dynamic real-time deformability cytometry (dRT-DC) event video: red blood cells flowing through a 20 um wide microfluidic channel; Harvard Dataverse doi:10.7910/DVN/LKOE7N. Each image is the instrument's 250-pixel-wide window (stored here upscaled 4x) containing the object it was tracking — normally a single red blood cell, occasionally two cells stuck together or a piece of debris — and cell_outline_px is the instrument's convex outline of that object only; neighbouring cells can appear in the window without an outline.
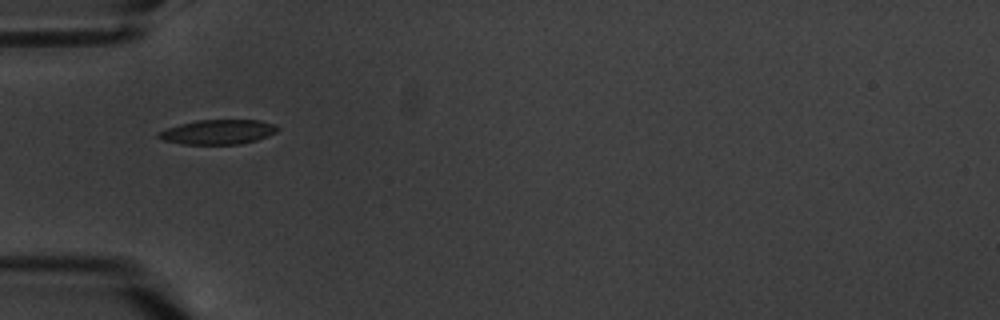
{"species": "common noctule bat (a hibernating species)", "species_latin": "Nyctalus noctula", "temperature_condition": "warm", "stored_images_in_passage": 6, "camera_frame_rate_fps": 3000, "um_per_image_px": 0.085, "animal": {"sex": "male", "body_mass_g": 20.1, "forearm_length_mm": 53.5}, "frame": {"image": 1, "passage_image": 6, "time_ms": 6.0, "image_size_px": [1000, 320], "cell_outline_px": [[280, 128], [276, 132], [268, 136], [256, 140], [240, 144], [184, 144], [164, 140], [156, 136], [156, 132], [180, 124], [196, 120], [260, 120], [276, 124]], "centroid_in_image_um": [18.55, 11.21], "position_along_channel_um": 66.4, "area_um2": 17.11}}